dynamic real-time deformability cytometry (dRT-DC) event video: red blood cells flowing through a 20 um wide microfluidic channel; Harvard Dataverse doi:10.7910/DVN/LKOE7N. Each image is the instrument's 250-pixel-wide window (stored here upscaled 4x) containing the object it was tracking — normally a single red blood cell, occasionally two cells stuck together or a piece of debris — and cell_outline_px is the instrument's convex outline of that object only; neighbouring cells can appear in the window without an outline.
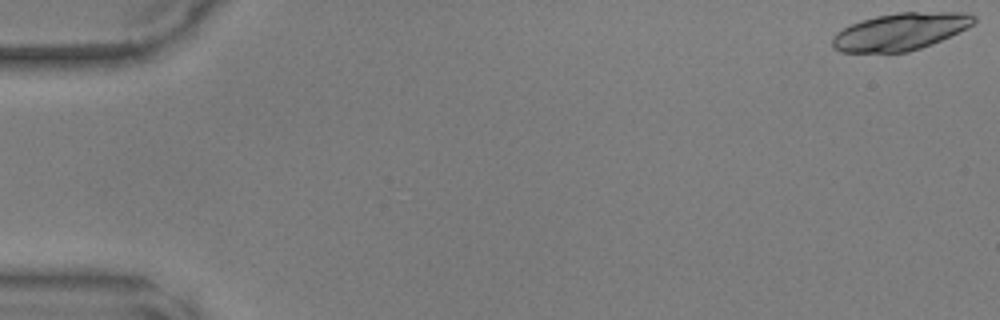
{"species": "common noctule bat (a hibernating species)", "species_latin": "Nyctalus noctula", "temperature_condition": "warm", "stored_images_in_passage": 12, "camera_frame_rate_fps": 3000, "um_per_image_px": 0.085, "animal": {"sex": "male", "body_mass_g": 17.9, "forearm_length_mm": 54.2}, "frame": {"image": 1, "passage_image": 1, "time_ms": 0.0, "image_size_px": [1000, 320], "cell_outline_px": [[976, 20], [968, 28], [932, 44], [908, 52], [840, 52], [832, 48], [832, 40], [836, 32], [852, 24], [876, 16], [900, 12], [968, 12], [976, 16]], "centroid_in_image_um": [76.56, 2.68], "position_along_channel_um": 8.4, "area_um2": 30.63}}